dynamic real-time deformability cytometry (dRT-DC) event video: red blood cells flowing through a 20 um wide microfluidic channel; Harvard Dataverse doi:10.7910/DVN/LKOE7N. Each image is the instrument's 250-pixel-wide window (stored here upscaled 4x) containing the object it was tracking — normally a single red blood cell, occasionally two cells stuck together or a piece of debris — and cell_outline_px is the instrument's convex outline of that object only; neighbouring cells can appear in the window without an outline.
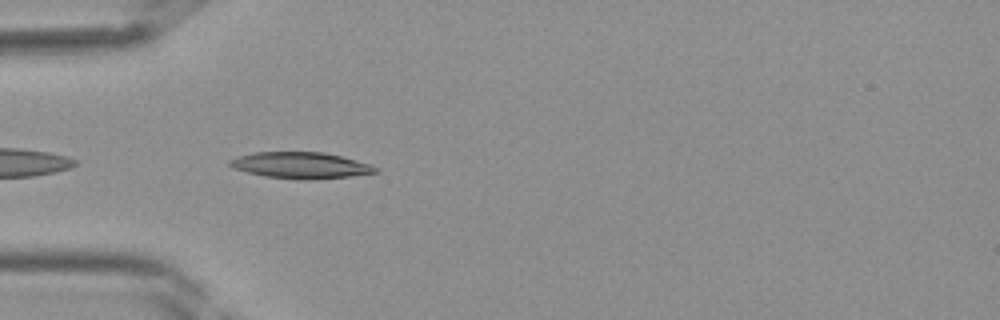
{"species": "Egyptian fruit bat (a non-hibernating species)", "species_latin": "Rousettus aegyptiacus", "temperature_condition": "room temperature", "stored_images_in_passage": 33, "camera_frame_rate_fps": 3000, "um_per_image_px": 0.085, "frame": {"image": 1, "passage_image": 5, "time_ms": 1.333, "image_size_px": [1000, 320], "cell_outline_px": [[380, 172], [348, 176], [300, 180], [264, 176], [232, 168], [228, 164], [228, 160], [252, 152], [324, 152], [372, 164], [380, 168]], "centroid_in_image_um": [25.57, 14.05], "position_along_channel_um": 59.4, "area_um2": 22.31}}
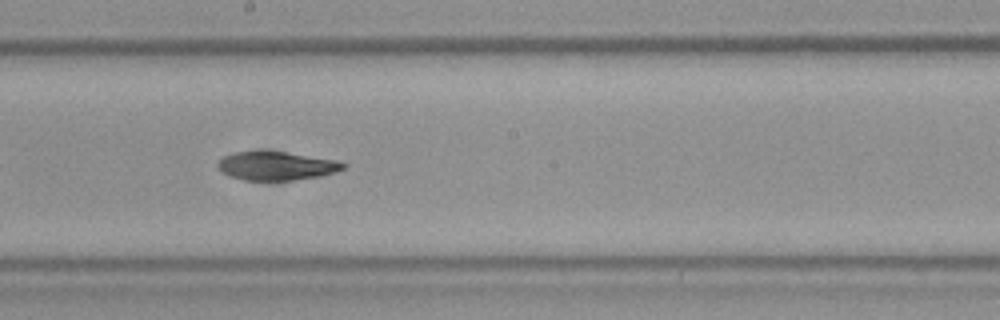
{"frame": {"image": 2, "passage_image": 15, "time_ms": 4.667, "image_size_px": [1000, 320], "cell_outline_px": [[348, 164], [344, 168], [336, 172], [320, 176], [292, 180], [244, 180], [228, 176], [216, 164], [224, 156], [232, 152], [284, 152], [340, 160]], "centroid_in_image_um": [23.55, 14.1], "position_along_channel_um": 224.7, "area_um2": 20.75}}
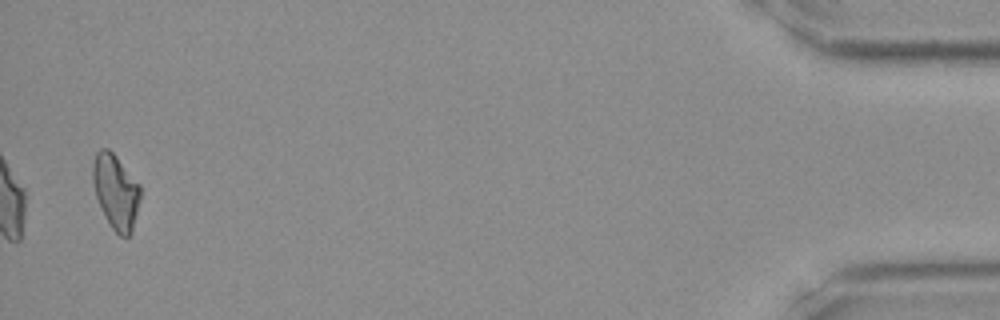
{"frame": {"image": 3, "passage_image": 32, "time_ms": 10.333, "image_size_px": [1000, 320], "cell_outline_px": [[140, 200], [132, 232], [128, 236], [120, 236], [112, 228], [104, 216], [100, 208], [96, 196], [92, 180], [92, 164], [96, 152], [100, 148], [108, 148], [116, 156], [140, 184]], "centroid_in_image_um": [9.83, 16.27], "position_along_channel_um": 425.4, "area_um2": 20.81}}